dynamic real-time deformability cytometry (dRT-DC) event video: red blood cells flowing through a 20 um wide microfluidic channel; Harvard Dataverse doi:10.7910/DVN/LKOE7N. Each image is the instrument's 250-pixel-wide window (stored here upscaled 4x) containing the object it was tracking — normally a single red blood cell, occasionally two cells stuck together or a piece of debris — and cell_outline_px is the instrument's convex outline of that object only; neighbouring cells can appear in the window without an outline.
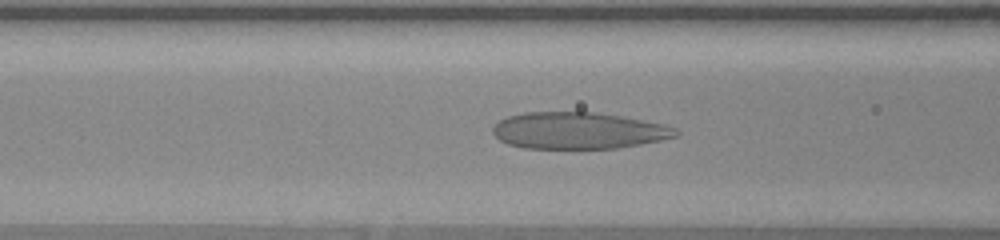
{"species": "human", "species_latin": "Homo sapiens", "temperature_condition": "warm", "stored_images_in_passage": 51, "camera_frame_rate_fps": 3000, "um_per_image_px": 0.085, "donor": {"sex": "female"}, "frame": {"image": 1, "passage_image": 21, "time_ms": 6.667, "image_size_px": [1000, 240], "cell_outline_px": [[680, 132], [676, 136], [660, 140], [640, 144], [616, 148], [524, 148], [508, 144], [500, 140], [492, 132], [492, 128], [500, 120], [508, 116], [524, 112], [596, 112], [620, 116], [664, 124], [676, 128]], "centroid_in_image_um": [49.16, 11.09], "position_along_channel_um": 117.4, "area_um2": 38.96}}
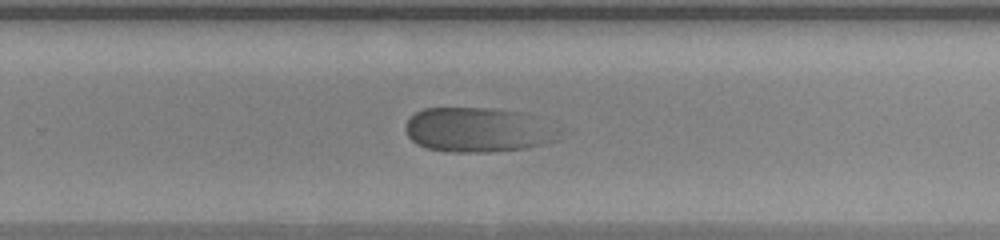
{"frame": {"image": 2, "passage_image": 34, "time_ms": 11.0, "image_size_px": [1000, 240], "cell_outline_px": [[556, 140], [544, 144], [528, 148], [488, 152], [448, 152], [428, 148], [416, 144], [408, 136], [404, 128], [404, 124], [408, 116], [424, 108], [492, 108], [528, 112]], "centroid_in_image_um": [40.39, 11.03], "position_along_channel_um": 289.4, "area_um2": 39.13}}
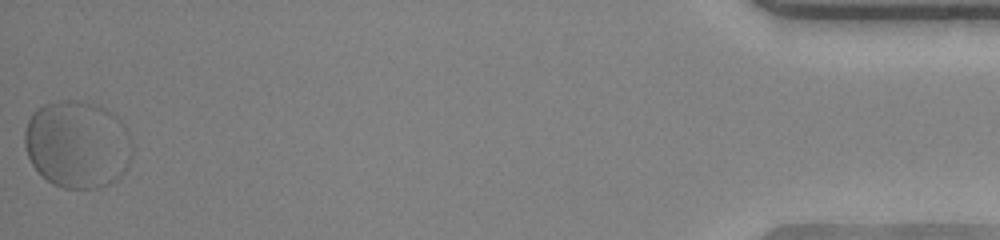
{"frame": {"image": 3, "passage_image": 51, "time_ms": 16.667, "image_size_px": [1000, 240], "cell_outline_px": [[132, 156], [124, 172], [116, 180], [100, 188], [64, 188], [52, 184], [32, 164], [28, 156], [24, 144], [24, 132], [28, 120], [32, 112], [36, 108], [44, 104], [60, 100], [72, 100], [92, 104], [104, 108], [116, 116], [124, 124], [132, 148]], "centroid_in_image_um": [6.56, 12.27], "position_along_channel_um": 428.6, "area_um2": 54.85}, "authors_computed_cell_mechanics": {"area_um2": 41.905, "velocity_mm_per_s": 3.9729, "shape_relaxation_time_tau1_ms": 7.2828, "shape_relaxation_time_tau2_ms": null, "deformation_change_tau1": 0.237, "deformation_change_tau2": null}}